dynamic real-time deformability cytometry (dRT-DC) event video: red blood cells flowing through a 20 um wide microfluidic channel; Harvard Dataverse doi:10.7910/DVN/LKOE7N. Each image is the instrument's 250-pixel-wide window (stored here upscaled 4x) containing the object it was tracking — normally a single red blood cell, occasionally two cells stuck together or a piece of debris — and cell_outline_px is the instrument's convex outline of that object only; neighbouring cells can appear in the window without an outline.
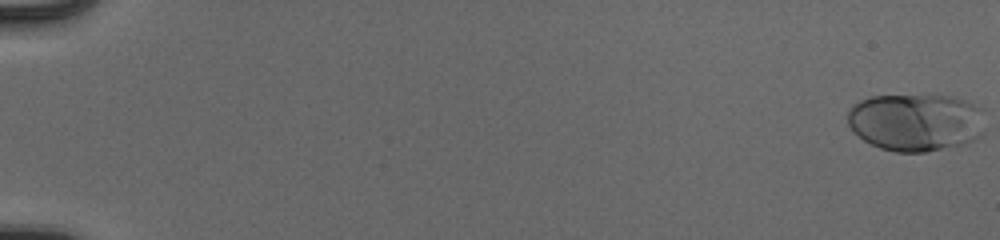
{"species": "human", "species_latin": "Homo sapiens", "temperature_condition": "cold", "stored_images_in_passage": 55, "camera_frame_rate_fps": 3000, "um_per_image_px": 0.085, "donor": {"sex": "male"}, "frame": {"image": 1, "passage_image": 1, "time_ms": 0.0, "image_size_px": [1000, 240], "cell_outline_px": [[984, 136], [976, 140], [964, 144], [924, 152], [896, 152], [880, 148], [864, 140], [848, 124], [848, 108], [852, 104], [860, 100], [872, 96], [948, 96], [964, 100], [984, 108]], "centroid_in_image_um": [77.9, 10.39], "position_along_channel_um": 7.1, "area_um2": 46.53}}
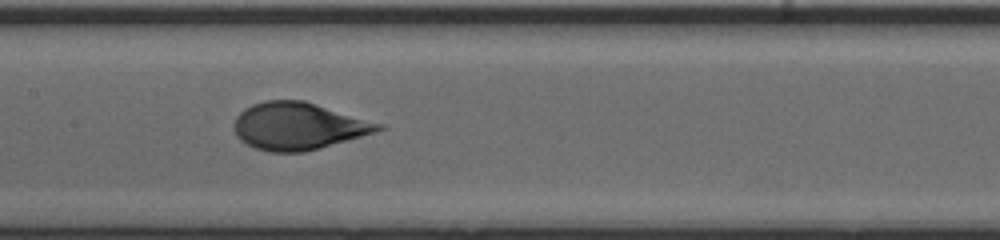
{"frame": {"image": 2, "passage_image": 30, "time_ms": 9.667, "image_size_px": [1000, 240], "cell_outline_px": [[384, 128], [360, 136], [320, 148], [304, 152], [272, 152], [256, 148], [240, 140], [236, 136], [232, 124], [236, 116], [244, 108], [252, 104], [264, 100], [304, 100], [384, 124]], "centroid_in_image_um": [25.3, 10.7], "position_along_channel_um": 182.1, "area_um2": 39.59}}
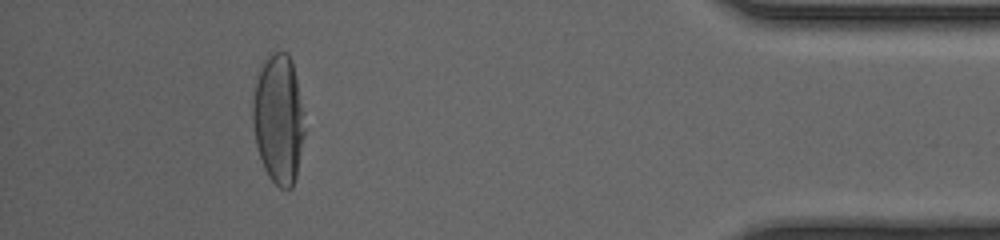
{"frame": {"image": 3, "passage_image": 51, "time_ms": 16.667, "image_size_px": [1000, 240], "cell_outline_px": [[304, 132], [296, 176], [292, 188], [280, 188], [268, 176], [264, 168], [256, 144], [252, 124], [252, 104], [256, 84], [264, 60], [268, 52], [288, 52], [292, 60], [304, 112]], "centroid_in_image_um": [23.67, 10.1], "position_along_channel_um": 411.5, "area_um2": 39.02}, "authors_computed_cell_mechanics": {"area_um2": 39.9398, "velocity_mm_per_s": 3.92, "shape_relaxation_time_tau1_ms": 4.6546, "shape_relaxation_time_tau2_ms": null, "deformation_change_tau1": 0.2042, "deformation_change_tau2": null}}